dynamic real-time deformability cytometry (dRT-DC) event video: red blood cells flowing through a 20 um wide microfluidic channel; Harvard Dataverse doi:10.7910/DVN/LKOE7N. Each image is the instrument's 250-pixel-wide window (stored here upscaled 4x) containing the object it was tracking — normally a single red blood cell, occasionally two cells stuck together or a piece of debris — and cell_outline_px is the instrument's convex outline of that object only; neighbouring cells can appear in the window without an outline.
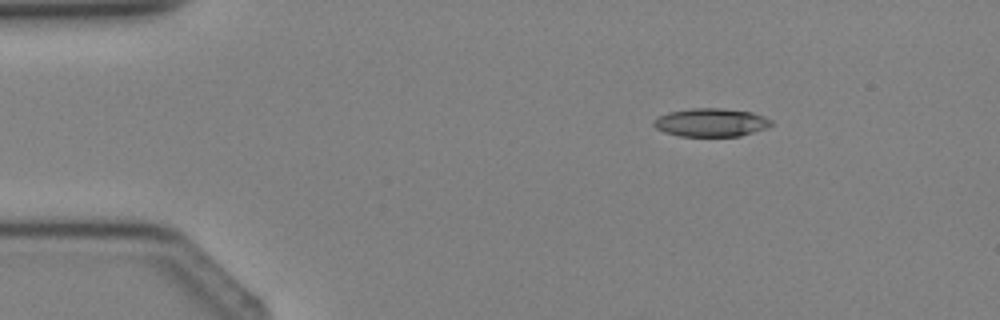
{"species": "Egyptian fruit bat (a non-hibernating species)", "species_latin": "Rousettus aegyptiacus", "temperature_condition": "cold", "stored_images_in_passage": 5, "camera_frame_rate_fps": 3000, "um_per_image_px": 0.085, "animal": {"sex": "female"}, "frame": {"image": 1, "passage_image": 5, "time_ms": 4.667, "image_size_px": [1000, 320], "cell_outline_px": [[772, 124], [764, 128], [740, 136], [680, 136], [664, 132], [656, 128], [652, 124], [652, 120], [668, 112], [692, 108], [720, 108], [752, 112], [764, 116], [772, 120]], "centroid_in_image_um": [60.4, 10.4], "position_along_channel_um": 24.6, "area_um2": 19.31}}